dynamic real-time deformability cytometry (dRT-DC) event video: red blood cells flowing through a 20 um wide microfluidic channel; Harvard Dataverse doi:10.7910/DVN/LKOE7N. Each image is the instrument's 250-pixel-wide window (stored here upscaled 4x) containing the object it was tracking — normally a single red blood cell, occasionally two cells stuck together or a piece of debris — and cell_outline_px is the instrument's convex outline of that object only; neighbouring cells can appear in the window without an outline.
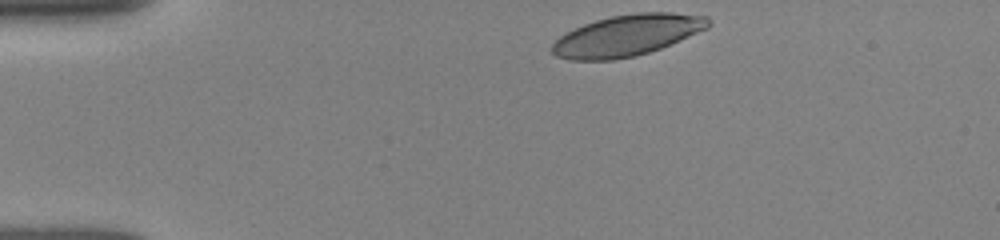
{"species": "human", "species_latin": "Homo sapiens", "temperature_condition": "room temperature", "stored_images_in_passage": 36, "camera_frame_rate_fps": 3000, "um_per_image_px": 0.085, "donor": {"sex": "female"}, "frame": {"image": 1, "passage_image": 1, "time_ms": 0.0, "image_size_px": [1000, 240], "cell_outline_px": [[712, 24], [708, 28], [660, 48], [636, 56], [612, 60], [568, 60], [556, 56], [552, 52], [552, 44], [560, 36], [584, 24], [596, 20], [612, 16], [636, 12], [672, 12], [708, 16]], "centroid_in_image_um": [53.32, 3.0], "position_along_channel_um": 31.7, "area_um2": 37.4}}
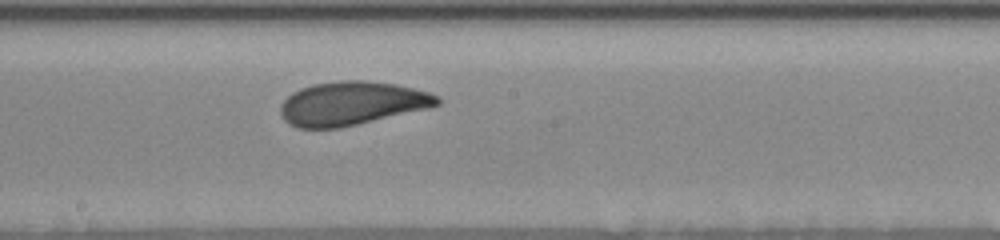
{"frame": {"image": 2, "passage_image": 20, "time_ms": 6.333, "image_size_px": [1000, 240], "cell_outline_px": [[440, 104], [428, 108], [340, 128], [296, 128], [288, 124], [284, 120], [280, 112], [280, 104], [292, 92], [300, 88], [312, 84], [340, 80], [364, 80], [396, 84], [428, 92], [440, 96]], "centroid_in_image_um": [29.87, 8.78], "position_along_channel_um": 218.3, "area_um2": 40.0}}
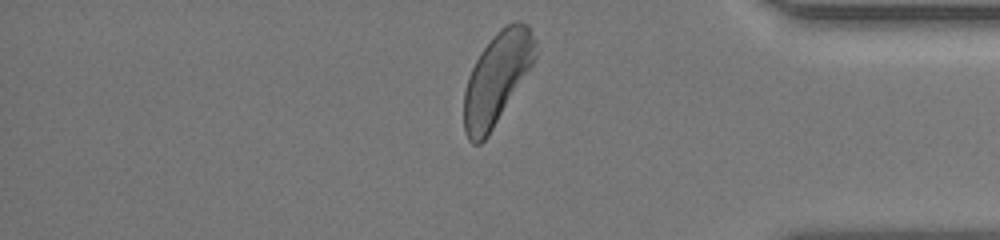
{"frame": {"image": 3, "passage_image": 35, "time_ms": 11.333, "image_size_px": [1000, 240], "cell_outline_px": [[536, 56], [532, 64], [488, 136], [480, 144], [472, 144], [468, 140], [464, 132], [464, 92], [468, 76], [480, 52], [492, 36], [500, 28], [512, 20], [520, 20], [528, 24], [536, 40]], "centroid_in_image_um": [42.23, 6.62], "position_along_channel_um": 393.0, "area_um2": 37.97}, "authors_computed_cell_mechanics": {"area_um2": 38.9572, "velocity_mm_per_s": 3.8724, "shape_relaxation_time_tau1_ms": 3.5523, "shape_relaxation_time_tau2_ms": 1.47, "deformation_change_tau1": 0.1368, "deformation_change_tau2": 0.0821}}